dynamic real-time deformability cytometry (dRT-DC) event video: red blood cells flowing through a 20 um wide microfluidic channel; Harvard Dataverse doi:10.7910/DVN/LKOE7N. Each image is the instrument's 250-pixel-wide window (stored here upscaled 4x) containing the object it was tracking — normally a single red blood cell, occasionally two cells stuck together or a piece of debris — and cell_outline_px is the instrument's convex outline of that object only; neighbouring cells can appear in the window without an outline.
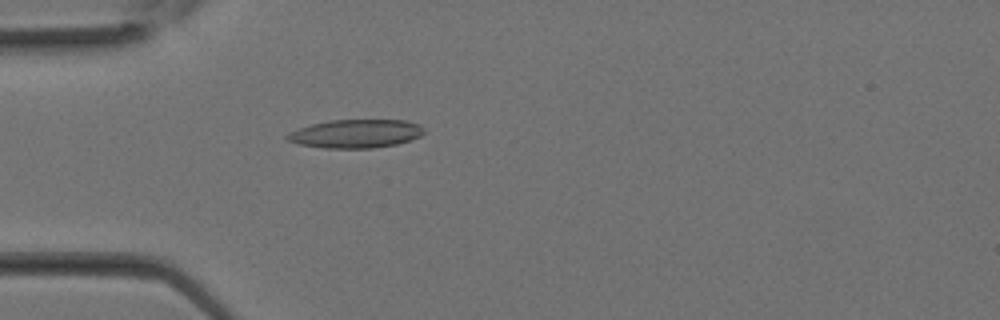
{"species": "Egyptian fruit bat (a non-hibernating species)", "species_latin": "Rousettus aegyptiacus", "temperature_condition": "room temperature", "stored_images_in_passage": 17, "camera_frame_rate_fps": 3000, "um_per_image_px": 0.085, "animal": {"sex": "female"}, "frame": {"image": 1, "passage_image": 9, "time_ms": 2.667, "image_size_px": [1000, 320], "cell_outline_px": [[424, 132], [420, 136], [412, 140], [396, 144], [372, 148], [324, 148], [296, 144], [288, 140], [284, 136], [288, 132], [312, 124], [328, 120], [408, 120], [420, 124], [424, 128]], "centroid_in_image_um": [30.24, 11.36], "position_along_channel_um": 54.8, "area_um2": 22.89}}
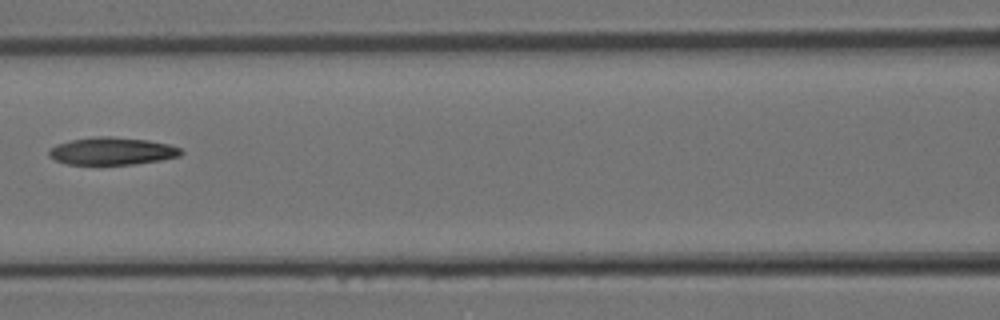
{"frame": {"image": 2, "passage_image": 14, "time_ms": 4.333, "image_size_px": [1000, 320], "cell_outline_px": [[184, 152], [180, 156], [160, 160], [136, 164], [100, 168], [68, 164], [56, 160], [48, 156], [48, 152], [56, 144], [72, 140], [96, 136], [108, 136], [148, 140], [168, 144], [180, 148]], "centroid_in_image_um": [9.5, 12.89], "position_along_channel_um": 157.1, "area_um2": 22.02}}
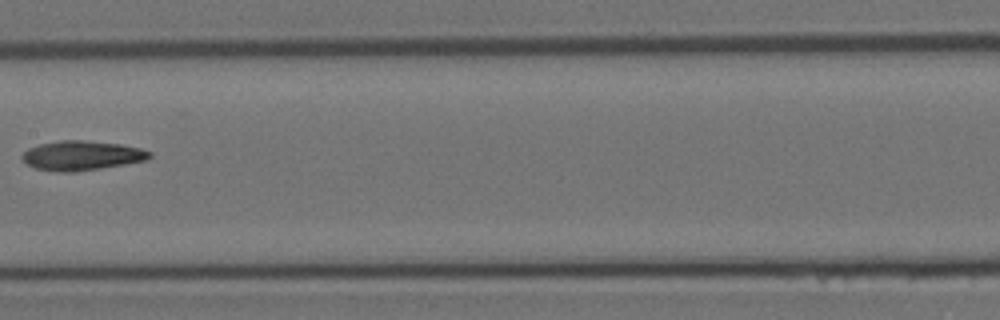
{"frame": {"image": 3, "passage_image": 16, "time_ms": 5.0, "image_size_px": [1000, 320], "cell_outline_px": [[152, 156], [148, 160], [76, 172], [60, 172], [36, 168], [28, 164], [20, 156], [28, 148], [40, 144], [60, 140], [84, 140], [120, 144], [140, 148], [152, 152]], "centroid_in_image_um": [6.97, 13.22], "position_along_channel_um": 200.4, "area_um2": 21.85}}